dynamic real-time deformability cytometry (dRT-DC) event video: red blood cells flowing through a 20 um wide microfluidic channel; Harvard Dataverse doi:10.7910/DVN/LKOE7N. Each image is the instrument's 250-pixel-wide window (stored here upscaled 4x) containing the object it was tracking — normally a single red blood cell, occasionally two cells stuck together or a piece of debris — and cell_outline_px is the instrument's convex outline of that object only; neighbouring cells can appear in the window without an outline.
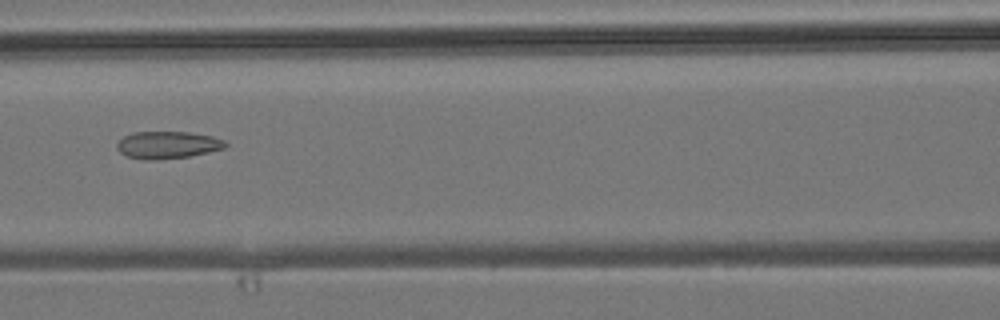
{"species": "common noctule bat (a hibernating species)", "species_latin": "Nyctalus noctula", "temperature_condition": "room temperature", "stored_images_in_passage": 4, "camera_frame_rate_fps": 3000, "um_per_image_px": 0.085, "animal": {"sex": "male", "body_mass_g": 19.2, "forearm_length_mm": 51.8}, "frame": {"image": 1, "passage_image": 4, "time_ms": 4.0, "image_size_px": [1000, 320], "cell_outline_px": [[228, 144], [224, 148], [208, 152], [188, 156], [152, 160], [148, 160], [128, 156], [120, 152], [116, 148], [116, 144], [124, 136], [132, 132], [188, 132], [212, 136], [224, 140]], "centroid_in_image_um": [14.24, 12.31], "position_along_channel_um": 152.4, "area_um2": 17.05}}